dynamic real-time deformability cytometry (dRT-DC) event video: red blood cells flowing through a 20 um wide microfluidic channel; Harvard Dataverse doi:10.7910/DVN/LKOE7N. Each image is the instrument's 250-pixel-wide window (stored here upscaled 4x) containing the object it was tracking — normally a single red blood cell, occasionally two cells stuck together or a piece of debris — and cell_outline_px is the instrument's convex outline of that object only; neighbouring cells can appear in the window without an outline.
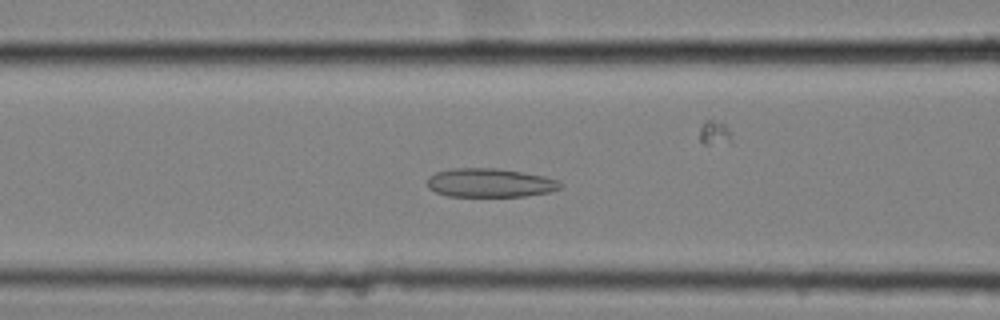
{"species": "common noctule bat (a hibernating species)", "species_latin": "Nyctalus noctula", "temperature_condition": "cold", "stored_images_in_passage": 39, "camera_frame_rate_fps": 3000, "um_per_image_px": 0.085, "animal": {"sex": "female", "body_mass_g": 25.1}, "frame": {"image": 1, "passage_image": 5, "time_ms": 1.333, "image_size_px": [1000, 320], "cell_outline_px": [[560, 188], [548, 192], [524, 196], [448, 196], [436, 192], [428, 188], [428, 176], [436, 172], [452, 168], [496, 168], [544, 176], [556, 180], [560, 184]], "centroid_in_image_um": [41.59, 15.54], "position_along_channel_um": 125.0, "area_um2": 22.08}}
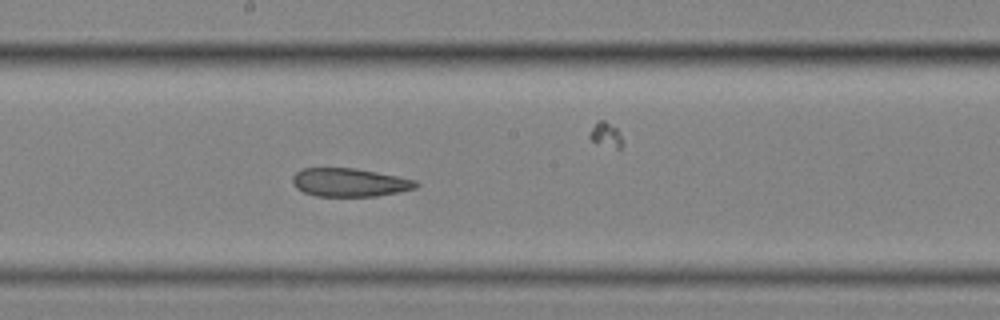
{"frame": {"image": 2, "passage_image": 13, "time_ms": 4.0, "image_size_px": [1000, 320], "cell_outline_px": [[420, 184], [416, 188], [400, 192], [376, 196], [316, 196], [304, 192], [296, 188], [292, 184], [292, 176], [300, 168], [356, 168], [416, 180]], "centroid_in_image_um": [29.7, 15.5], "position_along_channel_um": 218.5, "area_um2": 20.52}}
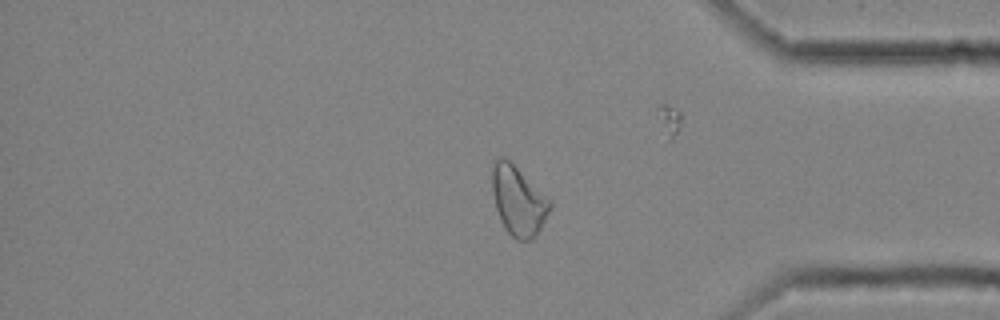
{"frame": {"image": 3, "passage_image": 29, "time_ms": 9.333, "image_size_px": [1000, 320], "cell_outline_px": [[552, 204], [536, 236], [532, 240], [516, 240], [508, 232], [500, 220], [496, 208], [492, 192], [492, 164], [500, 156], [504, 156], [552, 200]], "centroid_in_image_um": [44.05, 17.06], "position_along_channel_um": 391.2, "area_um2": 23.24}}